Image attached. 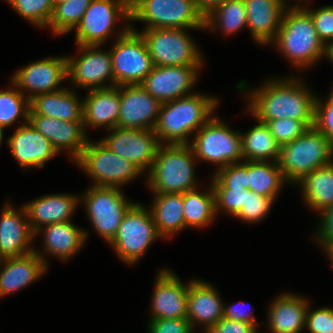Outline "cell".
I'll use <instances>...</instances> for the list:
<instances>
[{
	"label": "cell",
	"instance_id": "5",
	"mask_svg": "<svg viewBox=\"0 0 333 333\" xmlns=\"http://www.w3.org/2000/svg\"><path fill=\"white\" fill-rule=\"evenodd\" d=\"M333 162L330 141L315 127L308 128L294 141L280 146L278 165L290 184L300 181L315 169Z\"/></svg>",
	"mask_w": 333,
	"mask_h": 333
},
{
	"label": "cell",
	"instance_id": "48",
	"mask_svg": "<svg viewBox=\"0 0 333 333\" xmlns=\"http://www.w3.org/2000/svg\"><path fill=\"white\" fill-rule=\"evenodd\" d=\"M321 221L318 228V237L316 242L320 243L324 250L333 247V205L321 211Z\"/></svg>",
	"mask_w": 333,
	"mask_h": 333
},
{
	"label": "cell",
	"instance_id": "39",
	"mask_svg": "<svg viewBox=\"0 0 333 333\" xmlns=\"http://www.w3.org/2000/svg\"><path fill=\"white\" fill-rule=\"evenodd\" d=\"M12 8L37 27L48 26L54 10L53 0H7Z\"/></svg>",
	"mask_w": 333,
	"mask_h": 333
},
{
	"label": "cell",
	"instance_id": "37",
	"mask_svg": "<svg viewBox=\"0 0 333 333\" xmlns=\"http://www.w3.org/2000/svg\"><path fill=\"white\" fill-rule=\"evenodd\" d=\"M92 0H69L54 5L53 15L47 27L56 35L75 29Z\"/></svg>",
	"mask_w": 333,
	"mask_h": 333
},
{
	"label": "cell",
	"instance_id": "3",
	"mask_svg": "<svg viewBox=\"0 0 333 333\" xmlns=\"http://www.w3.org/2000/svg\"><path fill=\"white\" fill-rule=\"evenodd\" d=\"M293 66L308 68L325 56L326 46L316 32L310 14L299 5L287 7L272 42Z\"/></svg>",
	"mask_w": 333,
	"mask_h": 333
},
{
	"label": "cell",
	"instance_id": "30",
	"mask_svg": "<svg viewBox=\"0 0 333 333\" xmlns=\"http://www.w3.org/2000/svg\"><path fill=\"white\" fill-rule=\"evenodd\" d=\"M44 236V251L59 259L68 260L82 248L88 233L73 225L71 221L54 223L37 230L34 235L41 233Z\"/></svg>",
	"mask_w": 333,
	"mask_h": 333
},
{
	"label": "cell",
	"instance_id": "57",
	"mask_svg": "<svg viewBox=\"0 0 333 333\" xmlns=\"http://www.w3.org/2000/svg\"><path fill=\"white\" fill-rule=\"evenodd\" d=\"M329 97L333 100V88H332V91L330 92Z\"/></svg>",
	"mask_w": 333,
	"mask_h": 333
},
{
	"label": "cell",
	"instance_id": "6",
	"mask_svg": "<svg viewBox=\"0 0 333 333\" xmlns=\"http://www.w3.org/2000/svg\"><path fill=\"white\" fill-rule=\"evenodd\" d=\"M130 21L146 22L145 29H204L205 25L195 0H141L130 11Z\"/></svg>",
	"mask_w": 333,
	"mask_h": 333
},
{
	"label": "cell",
	"instance_id": "40",
	"mask_svg": "<svg viewBox=\"0 0 333 333\" xmlns=\"http://www.w3.org/2000/svg\"><path fill=\"white\" fill-rule=\"evenodd\" d=\"M210 186L212 188L248 189V161L233 163L217 169Z\"/></svg>",
	"mask_w": 333,
	"mask_h": 333
},
{
	"label": "cell",
	"instance_id": "19",
	"mask_svg": "<svg viewBox=\"0 0 333 333\" xmlns=\"http://www.w3.org/2000/svg\"><path fill=\"white\" fill-rule=\"evenodd\" d=\"M152 295L150 320L187 318L188 286L167 269L158 272Z\"/></svg>",
	"mask_w": 333,
	"mask_h": 333
},
{
	"label": "cell",
	"instance_id": "15",
	"mask_svg": "<svg viewBox=\"0 0 333 333\" xmlns=\"http://www.w3.org/2000/svg\"><path fill=\"white\" fill-rule=\"evenodd\" d=\"M100 140L112 152L136 165L142 172L151 169L160 145L154 129L112 128Z\"/></svg>",
	"mask_w": 333,
	"mask_h": 333
},
{
	"label": "cell",
	"instance_id": "28",
	"mask_svg": "<svg viewBox=\"0 0 333 333\" xmlns=\"http://www.w3.org/2000/svg\"><path fill=\"white\" fill-rule=\"evenodd\" d=\"M29 115H42L63 121H83V100L73 90L42 93L30 99Z\"/></svg>",
	"mask_w": 333,
	"mask_h": 333
},
{
	"label": "cell",
	"instance_id": "7",
	"mask_svg": "<svg viewBox=\"0 0 333 333\" xmlns=\"http://www.w3.org/2000/svg\"><path fill=\"white\" fill-rule=\"evenodd\" d=\"M116 40L110 51L114 87L140 84L154 67L142 36L127 23Z\"/></svg>",
	"mask_w": 333,
	"mask_h": 333
},
{
	"label": "cell",
	"instance_id": "36",
	"mask_svg": "<svg viewBox=\"0 0 333 333\" xmlns=\"http://www.w3.org/2000/svg\"><path fill=\"white\" fill-rule=\"evenodd\" d=\"M218 24V25H217ZM247 26V13L243 0H228L205 17L204 29L220 28L223 33H235Z\"/></svg>",
	"mask_w": 333,
	"mask_h": 333
},
{
	"label": "cell",
	"instance_id": "22",
	"mask_svg": "<svg viewBox=\"0 0 333 333\" xmlns=\"http://www.w3.org/2000/svg\"><path fill=\"white\" fill-rule=\"evenodd\" d=\"M39 251L19 256L2 258L0 265V298L27 287L45 273L48 266Z\"/></svg>",
	"mask_w": 333,
	"mask_h": 333
},
{
	"label": "cell",
	"instance_id": "1",
	"mask_svg": "<svg viewBox=\"0 0 333 333\" xmlns=\"http://www.w3.org/2000/svg\"><path fill=\"white\" fill-rule=\"evenodd\" d=\"M267 81L247 96V110L257 121L291 118L301 120L308 128L314 127L316 97L301 80L290 77Z\"/></svg>",
	"mask_w": 333,
	"mask_h": 333
},
{
	"label": "cell",
	"instance_id": "46",
	"mask_svg": "<svg viewBox=\"0 0 333 333\" xmlns=\"http://www.w3.org/2000/svg\"><path fill=\"white\" fill-rule=\"evenodd\" d=\"M305 327L310 333H333V309L324 307L306 313Z\"/></svg>",
	"mask_w": 333,
	"mask_h": 333
},
{
	"label": "cell",
	"instance_id": "11",
	"mask_svg": "<svg viewBox=\"0 0 333 333\" xmlns=\"http://www.w3.org/2000/svg\"><path fill=\"white\" fill-rule=\"evenodd\" d=\"M139 34L154 66L203 65L201 52L186 29H145Z\"/></svg>",
	"mask_w": 333,
	"mask_h": 333
},
{
	"label": "cell",
	"instance_id": "21",
	"mask_svg": "<svg viewBox=\"0 0 333 333\" xmlns=\"http://www.w3.org/2000/svg\"><path fill=\"white\" fill-rule=\"evenodd\" d=\"M0 217V257H19L33 252L35 249L29 244L35 235L24 206L16 211L7 202Z\"/></svg>",
	"mask_w": 333,
	"mask_h": 333
},
{
	"label": "cell",
	"instance_id": "52",
	"mask_svg": "<svg viewBox=\"0 0 333 333\" xmlns=\"http://www.w3.org/2000/svg\"><path fill=\"white\" fill-rule=\"evenodd\" d=\"M325 55L328 59H330V62L333 63V43L326 46V52Z\"/></svg>",
	"mask_w": 333,
	"mask_h": 333
},
{
	"label": "cell",
	"instance_id": "42",
	"mask_svg": "<svg viewBox=\"0 0 333 333\" xmlns=\"http://www.w3.org/2000/svg\"><path fill=\"white\" fill-rule=\"evenodd\" d=\"M274 201L275 199L248 190L246 192L245 207H242L235 217L246 222H259L266 217Z\"/></svg>",
	"mask_w": 333,
	"mask_h": 333
},
{
	"label": "cell",
	"instance_id": "10",
	"mask_svg": "<svg viewBox=\"0 0 333 333\" xmlns=\"http://www.w3.org/2000/svg\"><path fill=\"white\" fill-rule=\"evenodd\" d=\"M74 162L92 178L95 182L93 186L120 188L142 172L132 162L112 152L101 141L93 143L88 140L80 157Z\"/></svg>",
	"mask_w": 333,
	"mask_h": 333
},
{
	"label": "cell",
	"instance_id": "23",
	"mask_svg": "<svg viewBox=\"0 0 333 333\" xmlns=\"http://www.w3.org/2000/svg\"><path fill=\"white\" fill-rule=\"evenodd\" d=\"M6 141L19 165L26 169L35 166L43 168L48 160L58 154L51 142L29 122L18 126Z\"/></svg>",
	"mask_w": 333,
	"mask_h": 333
},
{
	"label": "cell",
	"instance_id": "50",
	"mask_svg": "<svg viewBox=\"0 0 333 333\" xmlns=\"http://www.w3.org/2000/svg\"><path fill=\"white\" fill-rule=\"evenodd\" d=\"M244 305V303H243ZM244 306L237 304H232L229 306H224L223 309V318L235 321H241L245 323H250L257 328V321L255 316L252 313L243 310Z\"/></svg>",
	"mask_w": 333,
	"mask_h": 333
},
{
	"label": "cell",
	"instance_id": "17",
	"mask_svg": "<svg viewBox=\"0 0 333 333\" xmlns=\"http://www.w3.org/2000/svg\"><path fill=\"white\" fill-rule=\"evenodd\" d=\"M162 103L139 84L120 86V114L117 127L154 129Z\"/></svg>",
	"mask_w": 333,
	"mask_h": 333
},
{
	"label": "cell",
	"instance_id": "13",
	"mask_svg": "<svg viewBox=\"0 0 333 333\" xmlns=\"http://www.w3.org/2000/svg\"><path fill=\"white\" fill-rule=\"evenodd\" d=\"M120 18L130 21L127 0H92L75 28L76 44H103Z\"/></svg>",
	"mask_w": 333,
	"mask_h": 333
},
{
	"label": "cell",
	"instance_id": "35",
	"mask_svg": "<svg viewBox=\"0 0 333 333\" xmlns=\"http://www.w3.org/2000/svg\"><path fill=\"white\" fill-rule=\"evenodd\" d=\"M183 212L185 227L203 228L213 222L216 213L212 186L206 193H199L197 188L183 193Z\"/></svg>",
	"mask_w": 333,
	"mask_h": 333
},
{
	"label": "cell",
	"instance_id": "26",
	"mask_svg": "<svg viewBox=\"0 0 333 333\" xmlns=\"http://www.w3.org/2000/svg\"><path fill=\"white\" fill-rule=\"evenodd\" d=\"M80 198L68 194L44 195L24 205L29 225L35 234L40 228L59 222L71 221Z\"/></svg>",
	"mask_w": 333,
	"mask_h": 333
},
{
	"label": "cell",
	"instance_id": "44",
	"mask_svg": "<svg viewBox=\"0 0 333 333\" xmlns=\"http://www.w3.org/2000/svg\"><path fill=\"white\" fill-rule=\"evenodd\" d=\"M304 9L310 14L323 44L327 46L333 43V5L323 6L317 10Z\"/></svg>",
	"mask_w": 333,
	"mask_h": 333
},
{
	"label": "cell",
	"instance_id": "38",
	"mask_svg": "<svg viewBox=\"0 0 333 333\" xmlns=\"http://www.w3.org/2000/svg\"><path fill=\"white\" fill-rule=\"evenodd\" d=\"M15 87V88H13ZM22 94L12 83L9 90L0 91V127L6 128L20 117L28 123L30 111V99Z\"/></svg>",
	"mask_w": 333,
	"mask_h": 333
},
{
	"label": "cell",
	"instance_id": "8",
	"mask_svg": "<svg viewBox=\"0 0 333 333\" xmlns=\"http://www.w3.org/2000/svg\"><path fill=\"white\" fill-rule=\"evenodd\" d=\"M158 238L162 237L150 210L140 203H133L125 212L116 235L109 244L125 263L133 264Z\"/></svg>",
	"mask_w": 333,
	"mask_h": 333
},
{
	"label": "cell",
	"instance_id": "14",
	"mask_svg": "<svg viewBox=\"0 0 333 333\" xmlns=\"http://www.w3.org/2000/svg\"><path fill=\"white\" fill-rule=\"evenodd\" d=\"M77 46L82 55L77 58L66 57L67 78H70L74 85L90 90L114 87L110 51H101L100 45ZM106 82L110 84L107 85Z\"/></svg>",
	"mask_w": 333,
	"mask_h": 333
},
{
	"label": "cell",
	"instance_id": "33",
	"mask_svg": "<svg viewBox=\"0 0 333 333\" xmlns=\"http://www.w3.org/2000/svg\"><path fill=\"white\" fill-rule=\"evenodd\" d=\"M257 125L246 133H241L242 155L245 161L278 162L280 145L276 142L267 125L257 121Z\"/></svg>",
	"mask_w": 333,
	"mask_h": 333
},
{
	"label": "cell",
	"instance_id": "24",
	"mask_svg": "<svg viewBox=\"0 0 333 333\" xmlns=\"http://www.w3.org/2000/svg\"><path fill=\"white\" fill-rule=\"evenodd\" d=\"M216 289L202 280H193L188 286L187 320L192 328L200 322L207 332L223 318L224 304Z\"/></svg>",
	"mask_w": 333,
	"mask_h": 333
},
{
	"label": "cell",
	"instance_id": "16",
	"mask_svg": "<svg viewBox=\"0 0 333 333\" xmlns=\"http://www.w3.org/2000/svg\"><path fill=\"white\" fill-rule=\"evenodd\" d=\"M203 65L154 66L139 84L161 103L190 95Z\"/></svg>",
	"mask_w": 333,
	"mask_h": 333
},
{
	"label": "cell",
	"instance_id": "56",
	"mask_svg": "<svg viewBox=\"0 0 333 333\" xmlns=\"http://www.w3.org/2000/svg\"><path fill=\"white\" fill-rule=\"evenodd\" d=\"M3 140V128L0 127V145L2 143Z\"/></svg>",
	"mask_w": 333,
	"mask_h": 333
},
{
	"label": "cell",
	"instance_id": "4",
	"mask_svg": "<svg viewBox=\"0 0 333 333\" xmlns=\"http://www.w3.org/2000/svg\"><path fill=\"white\" fill-rule=\"evenodd\" d=\"M195 159L189 144H160L148 171L149 188L154 193L176 194L196 189Z\"/></svg>",
	"mask_w": 333,
	"mask_h": 333
},
{
	"label": "cell",
	"instance_id": "32",
	"mask_svg": "<svg viewBox=\"0 0 333 333\" xmlns=\"http://www.w3.org/2000/svg\"><path fill=\"white\" fill-rule=\"evenodd\" d=\"M302 188L304 202L321 212L333 205V162L304 176L297 185Z\"/></svg>",
	"mask_w": 333,
	"mask_h": 333
},
{
	"label": "cell",
	"instance_id": "2",
	"mask_svg": "<svg viewBox=\"0 0 333 333\" xmlns=\"http://www.w3.org/2000/svg\"><path fill=\"white\" fill-rule=\"evenodd\" d=\"M217 105L218 99L194 92L162 103L154 127L159 143L190 144L188 136L213 117Z\"/></svg>",
	"mask_w": 333,
	"mask_h": 333
},
{
	"label": "cell",
	"instance_id": "47",
	"mask_svg": "<svg viewBox=\"0 0 333 333\" xmlns=\"http://www.w3.org/2000/svg\"><path fill=\"white\" fill-rule=\"evenodd\" d=\"M149 323V333H192L194 330L187 318L150 320Z\"/></svg>",
	"mask_w": 333,
	"mask_h": 333
},
{
	"label": "cell",
	"instance_id": "34",
	"mask_svg": "<svg viewBox=\"0 0 333 333\" xmlns=\"http://www.w3.org/2000/svg\"><path fill=\"white\" fill-rule=\"evenodd\" d=\"M278 162L248 161V189L259 195L276 199L286 183Z\"/></svg>",
	"mask_w": 333,
	"mask_h": 333
},
{
	"label": "cell",
	"instance_id": "25",
	"mask_svg": "<svg viewBox=\"0 0 333 333\" xmlns=\"http://www.w3.org/2000/svg\"><path fill=\"white\" fill-rule=\"evenodd\" d=\"M247 13V27L258 44L275 40L286 6L282 0H243Z\"/></svg>",
	"mask_w": 333,
	"mask_h": 333
},
{
	"label": "cell",
	"instance_id": "29",
	"mask_svg": "<svg viewBox=\"0 0 333 333\" xmlns=\"http://www.w3.org/2000/svg\"><path fill=\"white\" fill-rule=\"evenodd\" d=\"M308 305L307 299L295 294L279 295L268 312L271 333H299L305 327Z\"/></svg>",
	"mask_w": 333,
	"mask_h": 333
},
{
	"label": "cell",
	"instance_id": "55",
	"mask_svg": "<svg viewBox=\"0 0 333 333\" xmlns=\"http://www.w3.org/2000/svg\"><path fill=\"white\" fill-rule=\"evenodd\" d=\"M69 0H53V5L61 3V2H67Z\"/></svg>",
	"mask_w": 333,
	"mask_h": 333
},
{
	"label": "cell",
	"instance_id": "43",
	"mask_svg": "<svg viewBox=\"0 0 333 333\" xmlns=\"http://www.w3.org/2000/svg\"><path fill=\"white\" fill-rule=\"evenodd\" d=\"M243 188H213L215 194V213L223 209L232 216H236L245 207L246 192Z\"/></svg>",
	"mask_w": 333,
	"mask_h": 333
},
{
	"label": "cell",
	"instance_id": "45",
	"mask_svg": "<svg viewBox=\"0 0 333 333\" xmlns=\"http://www.w3.org/2000/svg\"><path fill=\"white\" fill-rule=\"evenodd\" d=\"M315 99L314 127L325 135L333 149V100L328 97L327 101Z\"/></svg>",
	"mask_w": 333,
	"mask_h": 333
},
{
	"label": "cell",
	"instance_id": "53",
	"mask_svg": "<svg viewBox=\"0 0 333 333\" xmlns=\"http://www.w3.org/2000/svg\"><path fill=\"white\" fill-rule=\"evenodd\" d=\"M141 0H127L129 11H131Z\"/></svg>",
	"mask_w": 333,
	"mask_h": 333
},
{
	"label": "cell",
	"instance_id": "51",
	"mask_svg": "<svg viewBox=\"0 0 333 333\" xmlns=\"http://www.w3.org/2000/svg\"><path fill=\"white\" fill-rule=\"evenodd\" d=\"M226 1L228 0H195V3L199 11L206 17L211 11Z\"/></svg>",
	"mask_w": 333,
	"mask_h": 333
},
{
	"label": "cell",
	"instance_id": "27",
	"mask_svg": "<svg viewBox=\"0 0 333 333\" xmlns=\"http://www.w3.org/2000/svg\"><path fill=\"white\" fill-rule=\"evenodd\" d=\"M120 114V86L89 89L83 100V124L90 127H117Z\"/></svg>",
	"mask_w": 333,
	"mask_h": 333
},
{
	"label": "cell",
	"instance_id": "31",
	"mask_svg": "<svg viewBox=\"0 0 333 333\" xmlns=\"http://www.w3.org/2000/svg\"><path fill=\"white\" fill-rule=\"evenodd\" d=\"M155 200L150 212L160 236L171 238L172 234L185 227L183 216V194L154 193Z\"/></svg>",
	"mask_w": 333,
	"mask_h": 333
},
{
	"label": "cell",
	"instance_id": "49",
	"mask_svg": "<svg viewBox=\"0 0 333 333\" xmlns=\"http://www.w3.org/2000/svg\"><path fill=\"white\" fill-rule=\"evenodd\" d=\"M255 326L250 323L222 318L205 333H258Z\"/></svg>",
	"mask_w": 333,
	"mask_h": 333
},
{
	"label": "cell",
	"instance_id": "41",
	"mask_svg": "<svg viewBox=\"0 0 333 333\" xmlns=\"http://www.w3.org/2000/svg\"><path fill=\"white\" fill-rule=\"evenodd\" d=\"M276 142L282 146L300 137L308 127L298 119H276L265 123Z\"/></svg>",
	"mask_w": 333,
	"mask_h": 333
},
{
	"label": "cell",
	"instance_id": "9",
	"mask_svg": "<svg viewBox=\"0 0 333 333\" xmlns=\"http://www.w3.org/2000/svg\"><path fill=\"white\" fill-rule=\"evenodd\" d=\"M191 142L195 158L217 164V169L243 160L240 131L230 130L215 116L194 134Z\"/></svg>",
	"mask_w": 333,
	"mask_h": 333
},
{
	"label": "cell",
	"instance_id": "54",
	"mask_svg": "<svg viewBox=\"0 0 333 333\" xmlns=\"http://www.w3.org/2000/svg\"><path fill=\"white\" fill-rule=\"evenodd\" d=\"M327 256H329V258L331 259L332 263H333V247L330 249L325 250Z\"/></svg>",
	"mask_w": 333,
	"mask_h": 333
},
{
	"label": "cell",
	"instance_id": "18",
	"mask_svg": "<svg viewBox=\"0 0 333 333\" xmlns=\"http://www.w3.org/2000/svg\"><path fill=\"white\" fill-rule=\"evenodd\" d=\"M67 78L66 56L45 58L18 70L12 82L19 91H30L29 99L42 93L60 90L58 86ZM24 90V91H23Z\"/></svg>",
	"mask_w": 333,
	"mask_h": 333
},
{
	"label": "cell",
	"instance_id": "12",
	"mask_svg": "<svg viewBox=\"0 0 333 333\" xmlns=\"http://www.w3.org/2000/svg\"><path fill=\"white\" fill-rule=\"evenodd\" d=\"M82 199L92 226L104 240L110 243L116 235L125 212L133 202L125 199L118 187L93 185Z\"/></svg>",
	"mask_w": 333,
	"mask_h": 333
},
{
	"label": "cell",
	"instance_id": "20",
	"mask_svg": "<svg viewBox=\"0 0 333 333\" xmlns=\"http://www.w3.org/2000/svg\"><path fill=\"white\" fill-rule=\"evenodd\" d=\"M28 122L51 142L58 153L62 149L67 150L75 161L88 142L83 121H63L42 115H29Z\"/></svg>",
	"mask_w": 333,
	"mask_h": 333
}]
</instances>
